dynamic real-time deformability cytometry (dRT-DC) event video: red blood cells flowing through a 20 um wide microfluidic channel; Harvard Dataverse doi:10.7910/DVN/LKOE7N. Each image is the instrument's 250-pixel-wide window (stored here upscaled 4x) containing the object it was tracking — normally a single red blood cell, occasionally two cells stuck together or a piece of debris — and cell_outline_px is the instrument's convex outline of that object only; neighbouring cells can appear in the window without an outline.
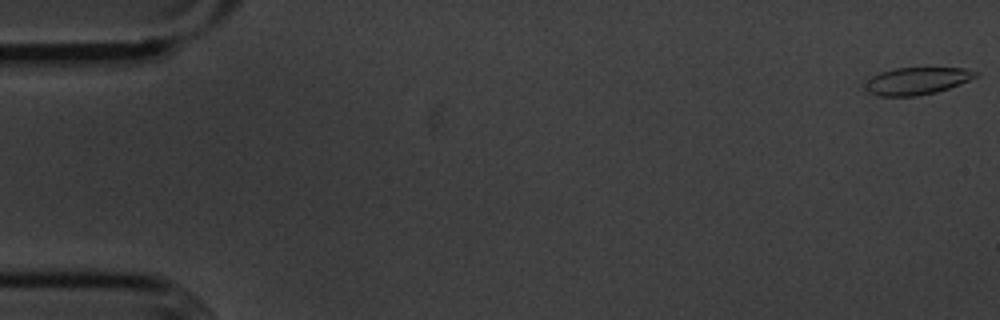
{"species": "common noctule bat (a hibernating species)", "species_latin": "Nyctalus noctula", "temperature_condition": "cold", "stored_images_in_passage": 7, "camera_frame_rate_fps": 3000, "um_per_image_px": 0.085, "animal": {"sex": "male", "body_mass_g": 20.1, "forearm_length_mm": 53.5}, "frame": {"image": 1, "passage_image": 1, "time_ms": 0.0, "image_size_px": [1000, 320], "cell_outline_px": [[980, 76], [960, 84], [936, 92], [916, 96], [876, 96], [868, 92], [860, 84], [872, 76], [880, 72], [896, 68], [964, 68], [980, 72]], "centroid_in_image_um": [77.9, 6.88], "position_along_channel_um": 7.1, "area_um2": 17.86}}